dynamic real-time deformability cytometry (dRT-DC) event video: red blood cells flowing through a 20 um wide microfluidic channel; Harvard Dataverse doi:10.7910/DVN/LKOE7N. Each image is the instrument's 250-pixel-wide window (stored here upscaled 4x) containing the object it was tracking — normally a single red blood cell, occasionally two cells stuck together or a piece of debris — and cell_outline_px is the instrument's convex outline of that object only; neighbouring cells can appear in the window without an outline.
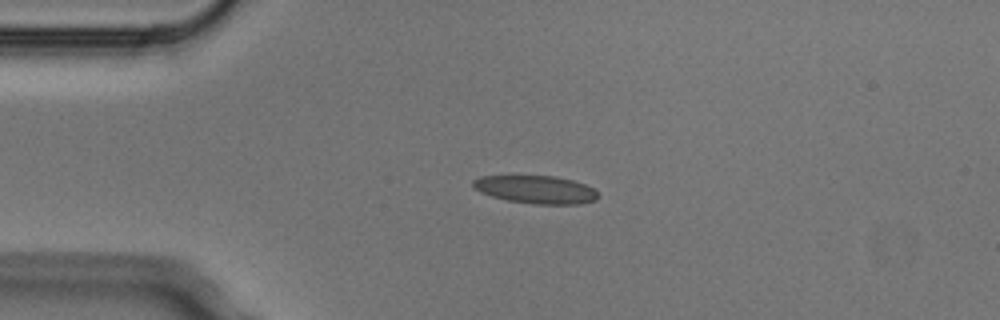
{"species": "Egyptian fruit bat (a non-hibernating species)", "species_latin": "Rousettus aegyptiacus", "temperature_condition": "cold", "stored_images_in_passage": 3, "camera_frame_rate_fps": 3000, "um_per_image_px": 0.085, "animal": {"sex": "male"}, "frame": {"image": 1, "passage_image": 2, "time_ms": 0.333, "image_size_px": [1000, 320], "cell_outline_px": [[596, 200], [580, 204], [532, 204], [508, 200], [492, 196], [480, 192], [472, 188], [472, 180], [480, 176], [556, 176], [572, 180], [584, 184], [592, 188], [596, 192]], "centroid_in_image_um": [45.5, 16.11], "position_along_channel_um": 39.5, "area_um2": 20.29}}